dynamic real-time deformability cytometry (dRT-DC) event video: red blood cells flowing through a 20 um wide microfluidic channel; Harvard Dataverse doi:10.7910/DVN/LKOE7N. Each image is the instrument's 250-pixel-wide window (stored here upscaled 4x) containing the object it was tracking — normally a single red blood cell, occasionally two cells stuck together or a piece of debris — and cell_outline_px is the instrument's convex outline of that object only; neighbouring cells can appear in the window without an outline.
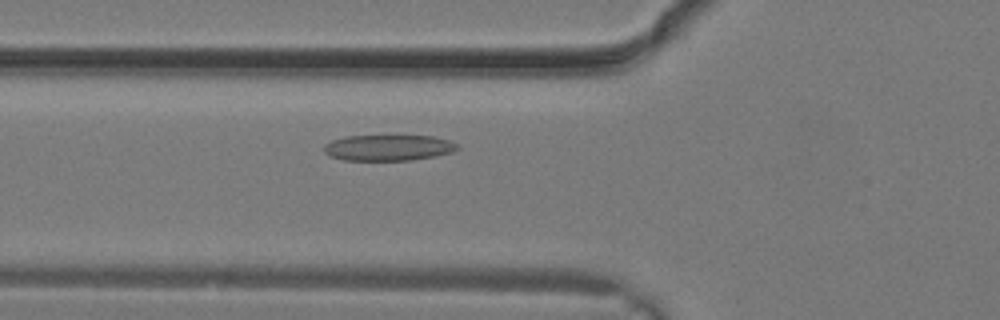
{"species": "common noctule bat (a hibernating species)", "species_latin": "Nyctalus noctula", "temperature_condition": "warm", "stored_images_in_passage": 13, "camera_frame_rate_fps": 3000, "um_per_image_px": 0.085, "animal": {"sex": "male", "body_mass_g": 19.2, "forearm_length_mm": 51.8}, "frame": {"image": 1, "passage_image": 11, "time_ms": 3.333, "image_size_px": [1000, 320], "cell_outline_px": [[460, 148], [452, 152], [436, 156], [412, 160], [344, 160], [328, 156], [324, 152], [324, 144], [332, 140], [344, 136], [432, 136], [448, 140], [456, 144]], "centroid_in_image_um": [32.98, 12.56], "position_along_channel_um": 92.8, "area_um2": 20.17}}
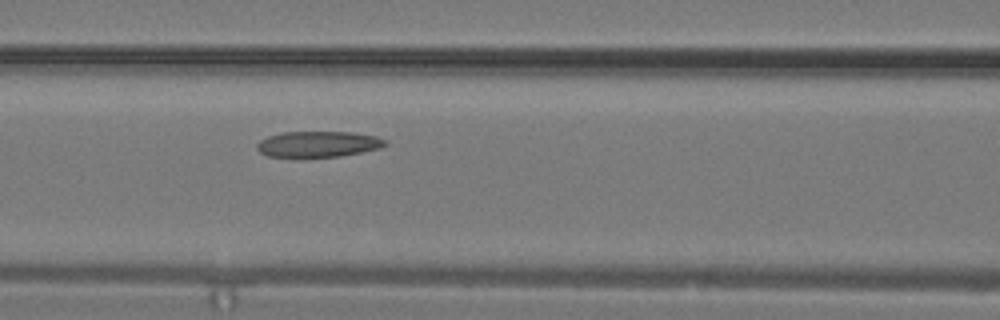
{"frame": {"image": 2, "passage_image": 13, "time_ms": 4.0, "image_size_px": [1000, 320], "cell_outline_px": [[388, 144], [380, 148], [340, 156], [268, 156], [260, 152], [256, 148], [256, 144], [260, 140], [268, 136], [284, 132], [352, 132], [376, 136], [388, 140]], "centroid_in_image_um": [27.07, 12.23], "position_along_channel_um": 139.5, "area_um2": 19.13}}